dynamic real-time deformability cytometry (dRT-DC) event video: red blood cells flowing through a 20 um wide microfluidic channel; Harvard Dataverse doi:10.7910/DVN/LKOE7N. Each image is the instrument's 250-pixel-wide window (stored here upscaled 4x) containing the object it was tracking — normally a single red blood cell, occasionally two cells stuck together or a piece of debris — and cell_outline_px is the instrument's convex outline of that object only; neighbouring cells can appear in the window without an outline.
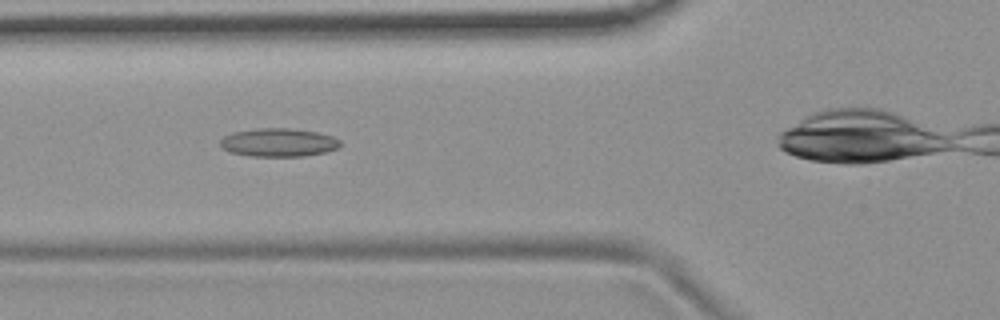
{"species": "common noctule bat (a hibernating species)", "species_latin": "Nyctalus noctula", "temperature_condition": "room temperature", "stored_images_in_passage": 7, "camera_frame_rate_fps": 3000, "um_per_image_px": 0.085, "animal": {"sex": "female", "body_mass_g": 19.9}, "frame": {"image": 1, "passage_image": 3, "time_ms": 0.667, "image_size_px": [1000, 320], "cell_outline_px": [[340, 144], [336, 148], [324, 152], [304, 156], [248, 156], [232, 152], [224, 148], [220, 144], [220, 140], [224, 136], [232, 132], [260, 128], [288, 128], [316, 132], [332, 136], [340, 140]], "centroid_in_image_um": [23.66, 12.11], "position_along_channel_um": 102.1, "area_um2": 19.59}}
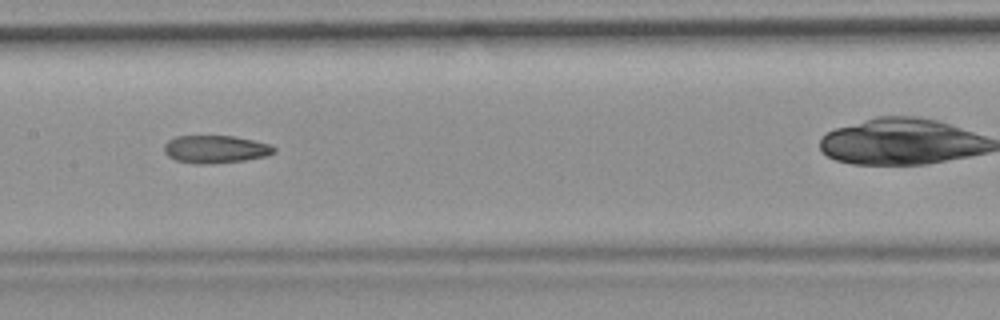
{"frame": {"image": 2, "passage_image": 5, "time_ms": 1.333, "image_size_px": [1000, 320], "cell_outline_px": [[276, 152], [268, 156], [244, 160], [212, 164], [192, 164], [176, 160], [168, 156], [164, 152], [164, 144], [168, 140], [176, 136], [232, 136], [252, 140], [268, 144], [276, 148]], "centroid_in_image_um": [18.3, 12.69], "position_along_channel_um": 189.1, "area_um2": 17.86}}